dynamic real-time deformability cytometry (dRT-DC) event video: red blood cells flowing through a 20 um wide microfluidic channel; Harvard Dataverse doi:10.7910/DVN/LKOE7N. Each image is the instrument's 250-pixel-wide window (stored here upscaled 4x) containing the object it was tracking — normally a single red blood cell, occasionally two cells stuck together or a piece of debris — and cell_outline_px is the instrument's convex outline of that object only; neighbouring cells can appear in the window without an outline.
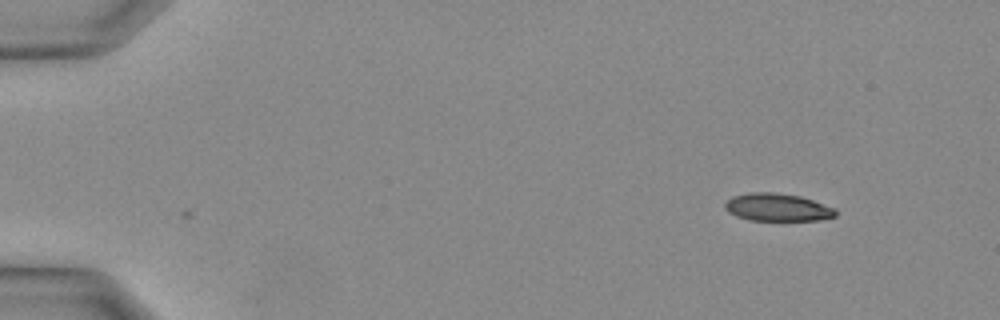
{"species": "Egyptian fruit bat (a non-hibernating species)", "species_latin": "Rousettus aegyptiacus", "temperature_condition": "warm", "stored_images_in_passage": 31, "camera_frame_rate_fps": 3000, "um_per_image_px": 0.085, "animal": {"sex": "female"}, "frame": {"image": 1, "passage_image": 1, "time_ms": 0.0, "image_size_px": [1000, 320], "cell_outline_px": [[836, 216], [820, 220], [752, 220], [736, 216], [728, 212], [724, 208], [724, 204], [732, 196], [748, 192], [772, 192], [800, 196], [836, 208]], "centroid_in_image_um": [66.07, 17.62], "position_along_channel_um": 18.9, "area_um2": 17.86}}
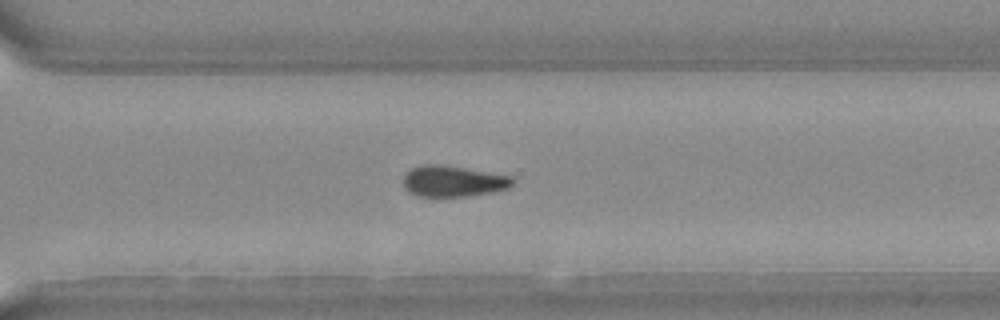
{"frame": {"image": 2, "passage_image": 22, "time_ms": 7.0, "image_size_px": [1000, 320], "cell_outline_px": [[512, 184], [508, 188], [492, 192], [468, 196], [420, 196], [408, 192], [404, 184], [404, 172], [420, 164], [436, 164], [464, 168], [512, 176]], "centroid_in_image_um": [38.48, 15.4], "position_along_channel_um": 332.1, "area_um2": 19.59}}
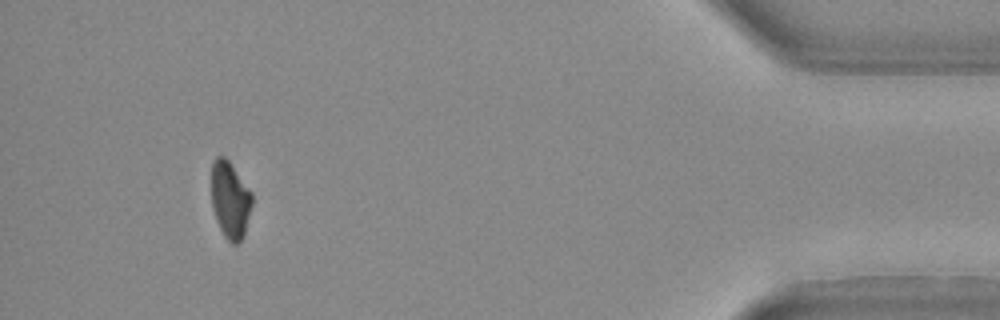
{"frame": {"image": 3, "passage_image": 29, "time_ms": 9.333, "image_size_px": [1000, 320], "cell_outline_px": [[252, 204], [244, 232], [240, 240], [236, 244], [232, 244], [224, 236], [220, 228], [212, 208], [212, 164], [216, 156], [224, 156], [228, 160], [252, 192]], "centroid_in_image_um": [19.56, 16.97], "position_along_channel_um": 415.6, "area_um2": 17.92}}